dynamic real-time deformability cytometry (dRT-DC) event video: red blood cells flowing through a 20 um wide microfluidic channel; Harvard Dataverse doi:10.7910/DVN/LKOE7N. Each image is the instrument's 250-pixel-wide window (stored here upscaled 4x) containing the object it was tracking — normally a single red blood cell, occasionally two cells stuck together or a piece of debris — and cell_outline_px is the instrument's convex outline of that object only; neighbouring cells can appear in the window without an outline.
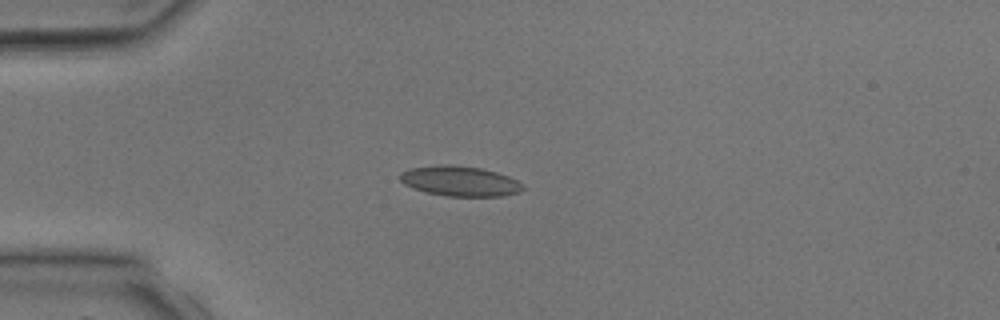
{"species": "common noctule bat (a hibernating species)", "species_latin": "Nyctalus noctula", "temperature_condition": "room temperature", "stored_images_in_passage": 3, "camera_frame_rate_fps": 3000, "um_per_image_px": 0.085, "animal": {"sex": "male", "body_mass_g": 17.9, "forearm_length_mm": 54.2}, "frame": {"image": 1, "passage_image": 3, "time_ms": 3.333, "image_size_px": [1000, 320], "cell_outline_px": [[524, 188], [520, 192], [504, 196], [444, 196], [428, 192], [404, 184], [400, 180], [400, 172], [408, 168], [440, 164], [456, 164], [480, 168], [496, 172], [508, 176], [516, 180]], "centroid_in_image_um": [39.07, 15.38], "position_along_channel_um": 45.9, "area_um2": 21.56}}